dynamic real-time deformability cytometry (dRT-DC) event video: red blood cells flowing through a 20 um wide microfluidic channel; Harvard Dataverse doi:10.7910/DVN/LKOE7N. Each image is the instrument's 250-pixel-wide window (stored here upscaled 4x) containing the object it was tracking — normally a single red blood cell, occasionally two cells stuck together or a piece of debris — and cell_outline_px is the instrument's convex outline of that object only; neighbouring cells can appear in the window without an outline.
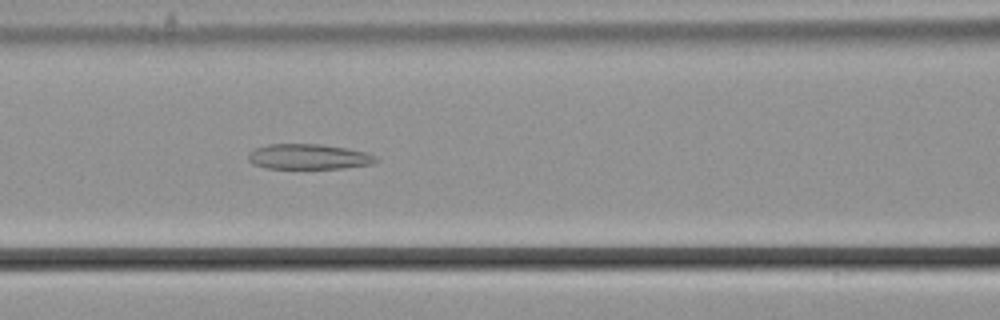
{"species": "common noctule bat (a hibernating species)", "species_latin": "Nyctalus noctula", "temperature_condition": "cold", "stored_images_in_passage": 57, "camera_frame_rate_fps": 3000, "um_per_image_px": 0.085, "animal": {"sex": "male", "body_mass_g": 21.5, "forearm_length_mm": 52.0}, "frame": {"image": 1, "passage_image": 25, "time_ms": 8.0, "image_size_px": [1000, 320], "cell_outline_px": [[380, 160], [372, 164], [344, 168], [264, 168], [252, 164], [248, 160], [248, 152], [256, 148], [268, 144], [320, 144], [348, 148], [364, 152], [376, 156]], "centroid_in_image_um": [26.22, 13.32], "position_along_channel_um": 140.4, "area_um2": 18.9}}
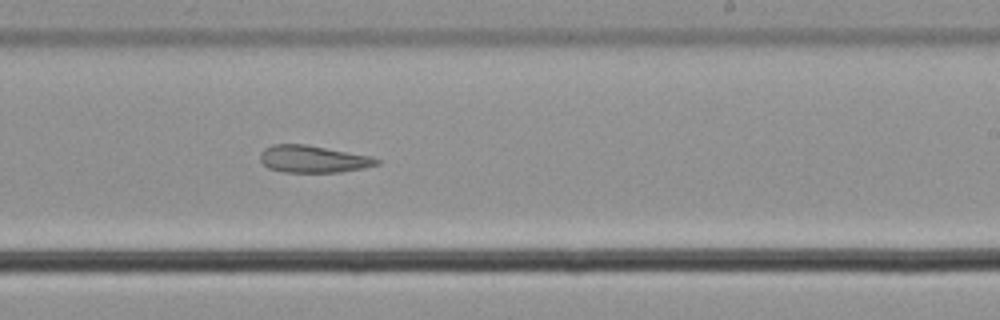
{"frame": {"image": 2, "passage_image": 35, "time_ms": 11.333, "image_size_px": [1000, 320], "cell_outline_px": [[380, 164], [364, 168], [340, 172], [284, 172], [268, 168], [260, 160], [260, 152], [264, 148], [272, 144], [304, 144], [372, 156], [380, 160]], "centroid_in_image_um": [26.61, 13.52], "position_along_channel_um": 262.4, "area_um2": 18.5}}
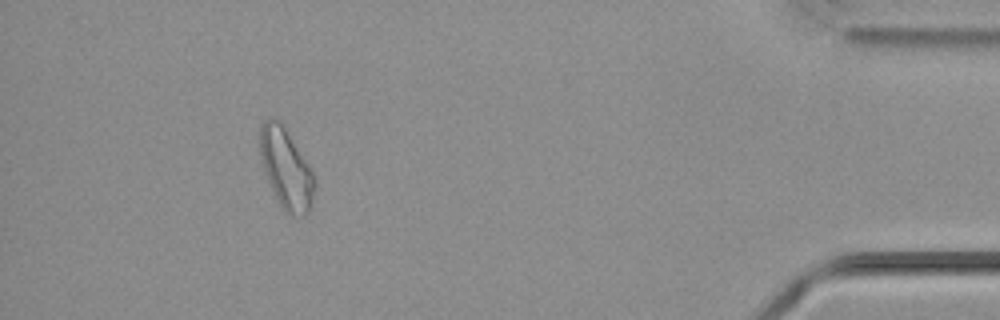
{"frame": {"image": 3, "passage_image": 52, "time_ms": 17.0, "image_size_px": [1000, 320], "cell_outline_px": [[316, 184], [312, 204], [308, 212], [300, 216], [292, 216], [284, 212], [280, 208], [268, 180], [264, 168], [260, 152], [260, 124], [264, 120], [272, 116], [280, 120], [312, 172]], "centroid_in_image_um": [24.31, 14.36], "position_along_channel_um": 410.9, "area_um2": 25.32}, "authors_computed_cell_mechanics": {"area_um2": 23.2934, "velocity_mm_per_s": 3.6613, "shape_relaxation_time_tau1_ms": null, "shape_relaxation_time_tau2_ms": 9.2244, "deformation_change_tau1": null, "deformation_change_tau2": 0.2012}}